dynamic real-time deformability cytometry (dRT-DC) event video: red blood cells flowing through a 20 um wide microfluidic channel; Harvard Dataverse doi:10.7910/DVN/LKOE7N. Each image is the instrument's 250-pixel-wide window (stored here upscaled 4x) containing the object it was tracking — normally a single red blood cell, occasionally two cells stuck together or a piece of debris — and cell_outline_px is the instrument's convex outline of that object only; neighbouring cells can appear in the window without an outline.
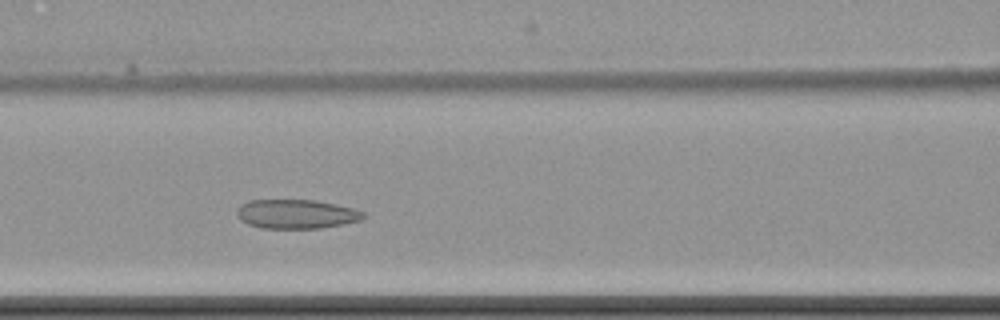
{"species": "common noctule bat (a hibernating species)", "species_latin": "Nyctalus noctula", "temperature_condition": "cold", "stored_images_in_passage": 8, "camera_frame_rate_fps": 3000, "um_per_image_px": 0.085, "animal": {"sex": "female", "body_mass_g": 22.7, "forearm_length_mm": 54.2}, "frame": {"image": 1, "passage_image": 6, "time_ms": 6.0, "image_size_px": [1000, 320], "cell_outline_px": [[368, 216], [360, 220], [320, 228], [260, 228], [248, 224], [240, 220], [236, 216], [236, 212], [240, 204], [248, 200], [312, 200], [336, 204], [352, 208], [364, 212]], "centroid_in_image_um": [25.15, 18.19], "position_along_channel_um": 141.5, "area_um2": 21.5}}
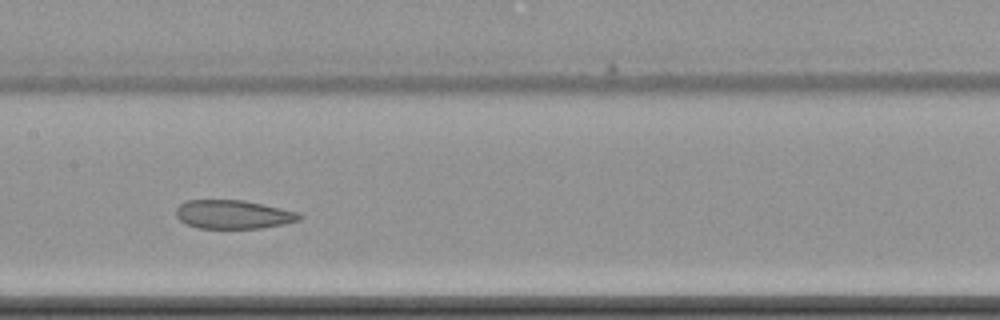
{"frame": {"image": 2, "passage_image": 7, "time_ms": 7.333, "image_size_px": [1000, 320], "cell_outline_px": [[304, 216], [300, 220], [284, 224], [260, 228], [200, 228], [188, 224], [180, 220], [176, 216], [176, 208], [180, 204], [188, 200], [244, 200], [280, 208], [296, 212]], "centroid_in_image_um": [19.83, 18.22], "position_along_channel_um": 187.6, "area_um2": 20.46}}
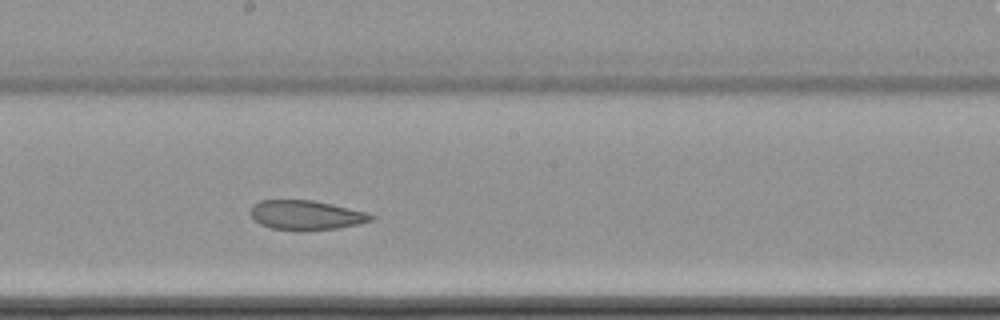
{"frame": {"image": 3, "passage_image": 8, "time_ms": 8.333, "image_size_px": [1000, 320], "cell_outline_px": [[376, 216], [372, 220], [356, 224], [336, 228], [304, 232], [296, 232], [272, 228], [260, 224], [252, 216], [252, 204], [260, 200], [312, 200], [368, 212]], "centroid_in_image_um": [26.02, 18.3], "position_along_channel_um": 222.2, "area_um2": 20.87}}